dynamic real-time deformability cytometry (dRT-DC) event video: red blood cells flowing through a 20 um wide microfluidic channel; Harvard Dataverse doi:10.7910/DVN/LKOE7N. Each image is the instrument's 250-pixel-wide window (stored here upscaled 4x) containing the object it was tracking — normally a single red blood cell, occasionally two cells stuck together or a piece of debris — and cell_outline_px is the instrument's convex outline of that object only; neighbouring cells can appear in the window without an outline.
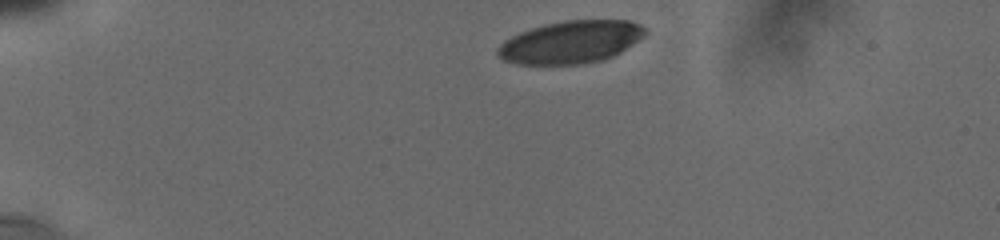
{"species": "human", "species_latin": "Homo sapiens", "temperature_condition": "cold", "stored_images_in_passage": 39, "camera_frame_rate_fps": 3000, "um_per_image_px": 0.085, "donor": {"sex": "male"}, "frame": {"image": 1, "passage_image": 1, "time_ms": 0.0, "image_size_px": [1000, 240], "cell_outline_px": [[648, 32], [644, 36], [620, 52], [604, 60], [584, 64], [516, 64], [504, 60], [496, 52], [496, 48], [504, 40], [520, 32], [544, 24], [564, 20], [628, 20], [644, 28]], "centroid_in_image_um": [48.49, 3.58], "position_along_channel_um": 36.5, "area_um2": 36.47}}
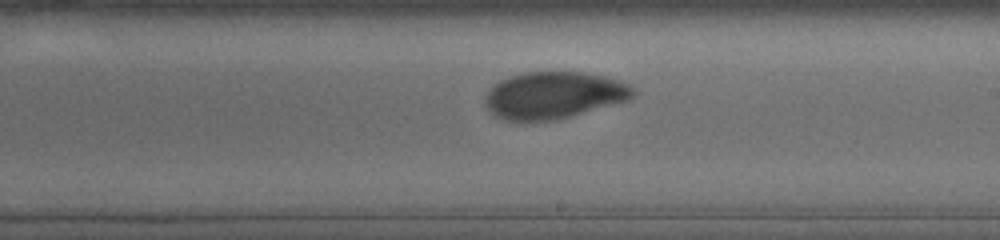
{"frame": {"image": 2, "passage_image": 22, "time_ms": 7.333, "image_size_px": [1000, 240], "cell_outline_px": [[636, 96], [628, 100], [556, 120], [524, 124], [504, 120], [496, 116], [484, 104], [484, 96], [492, 84], [508, 76], [524, 72], [584, 72], [604, 76], [620, 80], [632, 84], [636, 88]], "centroid_in_image_um": [47.05, 8.11], "position_along_channel_um": 241.9, "area_um2": 41.56}}
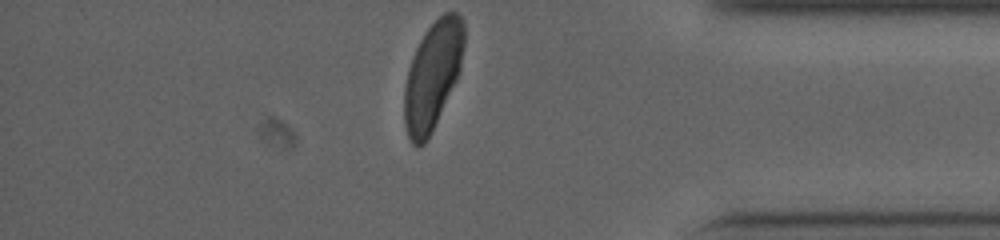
{"frame": {"image": 3, "passage_image": 39, "time_ms": 12.0, "image_size_px": [1000, 240], "cell_outline_px": [[464, 44], [460, 68], [456, 80], [424, 144], [416, 148], [412, 144], [408, 136], [404, 124], [404, 88], [408, 68], [412, 56], [420, 40], [428, 28], [444, 12], [456, 12], [464, 20]], "centroid_in_image_um": [36.76, 6.39], "position_along_channel_um": 398.4, "area_um2": 37.05}, "authors_computed_cell_mechanics": {"area_um2": 40.0554, "velocity_mm_per_s": 3.7583, "shape_relaxation_time_tau1_ms": 4.5401, "shape_relaxation_time_tau2_ms": 0.8767, "deformation_change_tau1": 0.1633, "deformation_change_tau2": 0.0471}}